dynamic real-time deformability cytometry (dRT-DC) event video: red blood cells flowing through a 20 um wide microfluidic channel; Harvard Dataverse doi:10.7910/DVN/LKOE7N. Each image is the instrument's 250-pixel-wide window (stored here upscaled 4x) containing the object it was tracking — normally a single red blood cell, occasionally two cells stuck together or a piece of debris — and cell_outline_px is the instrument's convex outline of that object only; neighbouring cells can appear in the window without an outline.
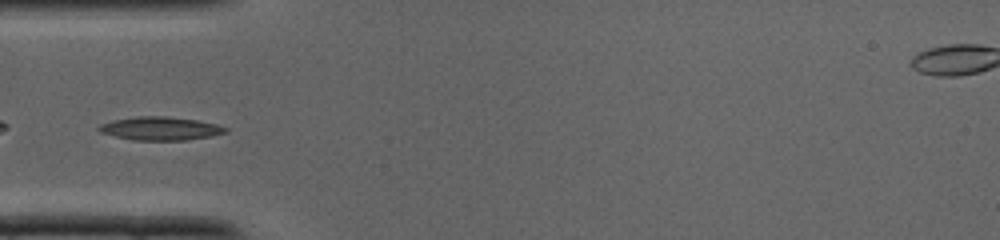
{"species": "common noctule bat (a hibernating species)", "species_latin": "Nyctalus noctula", "temperature_condition": "cold", "stored_images_in_passage": 29, "camera_frame_rate_fps": 3000, "um_per_image_px": 0.085, "animal": {"sex": "male", "body_mass_g": 19.0, "forearm_length_mm": 50.8}, "frame": {"image": 1, "passage_image": 6, "time_ms": 1.667, "image_size_px": [1000, 240], "cell_outline_px": [[228, 132], [212, 136], [188, 140], [132, 140], [100, 132], [96, 128], [100, 124], [112, 120], [136, 116], [164, 116], [196, 120], [216, 124], [228, 128]], "centroid_in_image_um": [13.63, 10.92], "position_along_channel_um": 71.4, "area_um2": 17.28}}
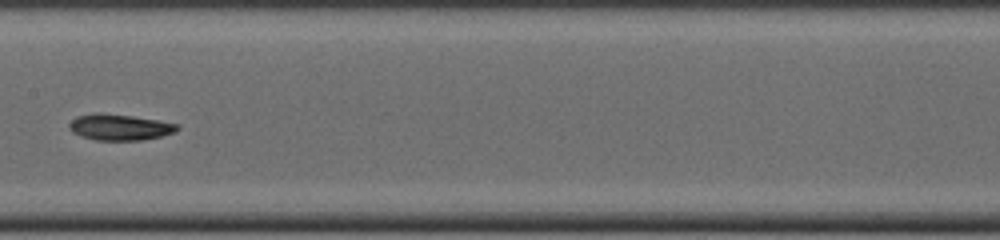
{"frame": {"image": 2, "passage_image": 13, "time_ms": 4.0, "image_size_px": [1000, 240], "cell_outline_px": [[180, 128], [176, 132], [160, 136], [140, 140], [96, 140], [80, 136], [72, 132], [68, 128], [68, 124], [76, 116], [96, 112], [132, 116], [180, 124]], "centroid_in_image_um": [10.15, 10.81], "position_along_channel_um": 197.2, "area_um2": 16.47}}
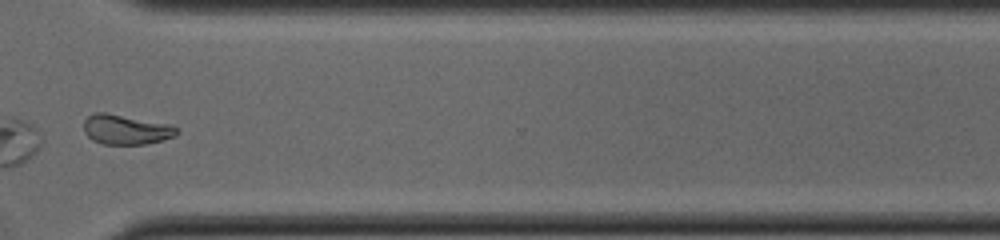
{"frame": {"image": 3, "passage_image": 22, "time_ms": 7.0, "image_size_px": [1000, 240], "cell_outline_px": [[180, 132], [172, 136], [160, 140], [144, 144], [104, 144], [92, 140], [84, 132], [84, 120], [88, 116], [96, 112], [104, 112], [172, 124], [180, 128]], "centroid_in_image_um": [10.72, 11.0], "position_along_channel_um": 359.9, "area_um2": 16.18}}